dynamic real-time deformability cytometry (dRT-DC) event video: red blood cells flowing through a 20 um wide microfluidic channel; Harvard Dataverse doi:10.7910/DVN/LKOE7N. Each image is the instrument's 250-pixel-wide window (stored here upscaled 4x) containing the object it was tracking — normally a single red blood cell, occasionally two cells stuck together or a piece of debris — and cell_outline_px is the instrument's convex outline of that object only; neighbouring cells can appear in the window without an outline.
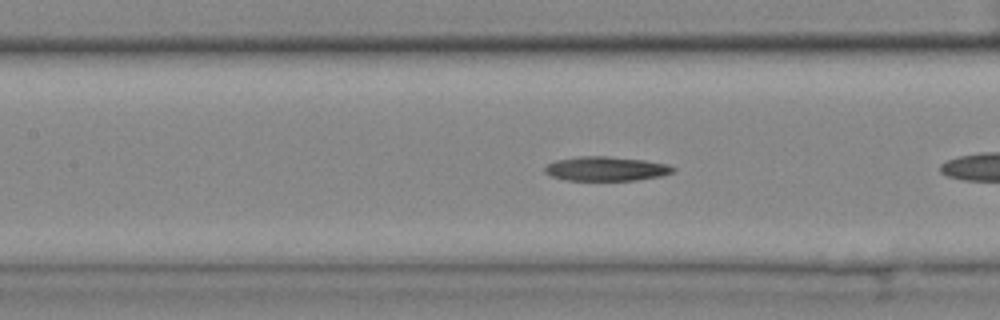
{"species": "common noctule bat (a hibernating species)", "species_latin": "Nyctalus noctula", "temperature_condition": "cold", "stored_images_in_passage": 28, "segment_of_instrument_passage": [2, 2], "camera_frame_rate_fps": 3000, "um_per_image_px": 0.085, "animal": {"sex": "female", "body_mass_g": 25.1}, "frame": {"image": 1, "passage_image": 9, "time_ms": 2.667, "image_size_px": [1000, 320], "cell_outline_px": [[676, 172], [660, 176], [636, 180], [564, 180], [552, 176], [544, 172], [544, 168], [548, 164], [556, 160], [580, 156], [608, 156], [644, 160], [668, 164], [676, 168]], "centroid_in_image_um": [51.54, 14.34], "position_along_channel_um": 155.9, "area_um2": 18.21}}
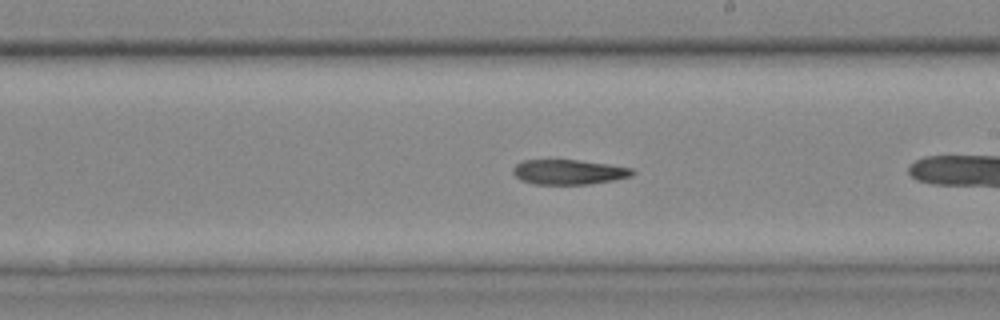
{"frame": {"image": 2, "passage_image": 16, "time_ms": 5.0, "image_size_px": [1000, 320], "cell_outline_px": [[636, 172], [632, 176], [612, 180], [588, 184], [532, 184], [520, 180], [512, 172], [512, 168], [516, 164], [524, 160], [576, 160], [608, 164], [632, 168]], "centroid_in_image_um": [48.32, 14.62], "position_along_channel_um": 240.7, "area_um2": 17.28}}
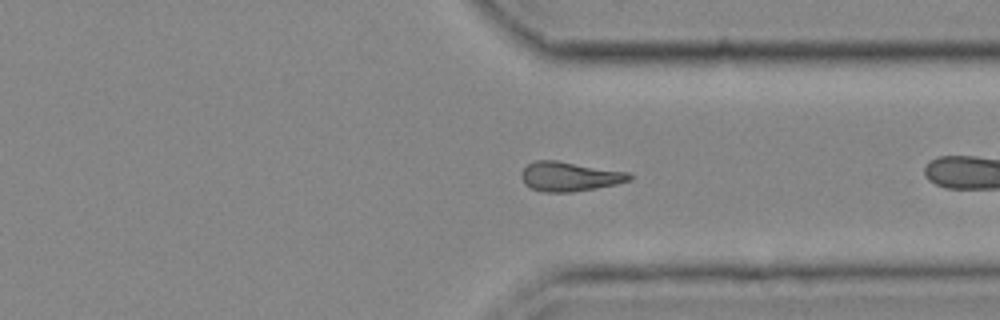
{"frame": {"image": 3, "passage_image": 26, "time_ms": 8.333, "image_size_px": [1000, 320], "cell_outline_px": [[632, 180], [616, 184], [596, 188], [572, 192], [544, 192], [532, 188], [524, 184], [520, 176], [520, 172], [528, 164], [536, 160], [556, 160], [628, 172], [632, 176]], "centroid_in_image_um": [48.39, 15.0], "position_along_channel_um": 363.0, "area_um2": 18.55}}